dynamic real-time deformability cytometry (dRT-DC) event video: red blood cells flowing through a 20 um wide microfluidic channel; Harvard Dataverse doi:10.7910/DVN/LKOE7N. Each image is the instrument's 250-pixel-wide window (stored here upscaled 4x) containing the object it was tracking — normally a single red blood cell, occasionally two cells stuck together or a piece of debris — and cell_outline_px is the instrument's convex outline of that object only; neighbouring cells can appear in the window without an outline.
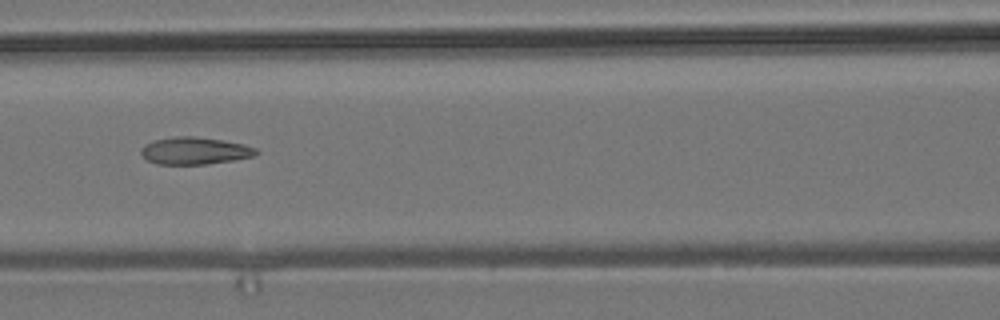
{"species": "common noctule bat (a hibernating species)", "species_latin": "Nyctalus noctula", "temperature_condition": "room temperature", "stored_images_in_passage": 5, "camera_frame_rate_fps": 3000, "um_per_image_px": 0.085, "animal": {"sex": "male", "body_mass_g": 19.2, "forearm_length_mm": 51.8}, "frame": {"image": 1, "passage_image": 3, "time_ms": 2.333, "image_size_px": [1000, 320], "cell_outline_px": [[260, 152], [256, 156], [232, 160], [204, 164], [156, 164], [148, 160], [140, 152], [140, 148], [144, 144], [152, 140], [176, 136], [192, 136], [220, 140], [244, 144], [256, 148]], "centroid_in_image_um": [16.54, 12.81], "position_along_channel_um": 150.1, "area_um2": 18.26}}
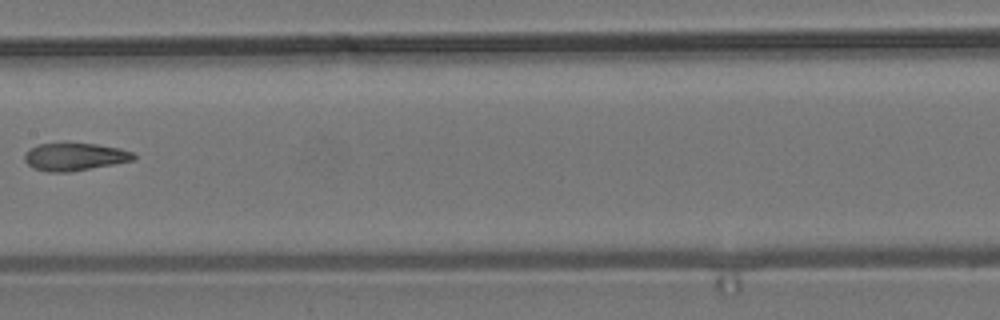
{"frame": {"image": 2, "passage_image": 4, "time_ms": 3.667, "image_size_px": [1000, 320], "cell_outline_px": [[136, 160], [68, 172], [48, 172], [32, 168], [24, 160], [24, 156], [32, 148], [40, 144], [96, 144], [120, 148], [136, 152]], "centroid_in_image_um": [6.41, 13.34], "position_along_channel_um": 201.0, "area_um2": 17.4}}
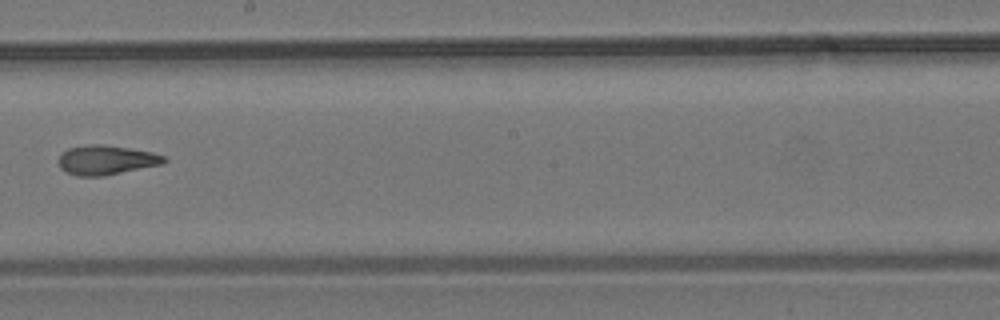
{"frame": {"image": 3, "passage_image": 5, "time_ms": 4.667, "image_size_px": [1000, 320], "cell_outline_px": [[168, 160], [160, 164], [104, 176], [80, 176], [68, 172], [60, 168], [60, 156], [68, 148], [88, 144], [104, 144], [152, 152], [164, 156]], "centroid_in_image_um": [9.03, 13.59], "position_along_channel_um": 239.2, "area_um2": 17.8}}